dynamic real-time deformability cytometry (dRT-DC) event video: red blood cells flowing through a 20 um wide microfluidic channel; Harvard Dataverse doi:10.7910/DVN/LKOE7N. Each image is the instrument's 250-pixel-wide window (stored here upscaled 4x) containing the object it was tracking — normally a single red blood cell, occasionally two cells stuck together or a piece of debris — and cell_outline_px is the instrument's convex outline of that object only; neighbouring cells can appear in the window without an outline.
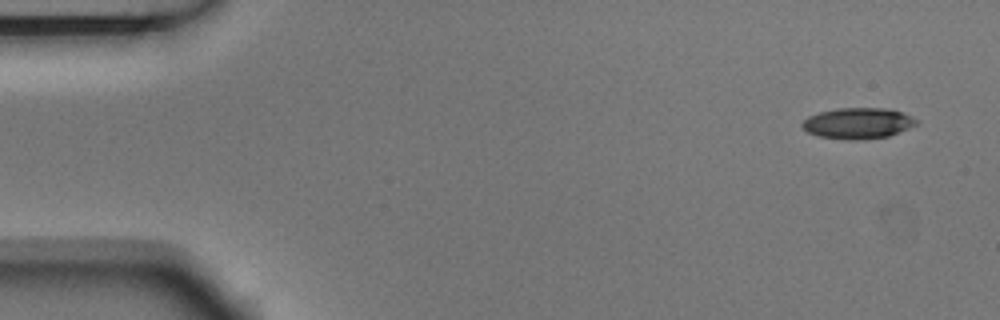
{"species": "Egyptian fruit bat (a non-hibernating species)", "species_latin": "Rousettus aegyptiacus", "temperature_condition": "room temperature", "stored_images_in_passage": 5, "segment_of_instrument_passage": [1, 2], "camera_frame_rate_fps": 3000, "um_per_image_px": 0.085, "animal": {"sex": "male"}, "frame": {"image": 1, "passage_image": 1, "time_ms": 0.0, "image_size_px": [1000, 320], "cell_outline_px": [[916, 124], [908, 128], [888, 136], [856, 140], [844, 140], [816, 136], [800, 128], [800, 124], [808, 116], [820, 112], [836, 108], [884, 108], [900, 112], [916, 120]], "centroid_in_image_um": [72.82, 10.49], "position_along_channel_um": 12.2, "area_um2": 20.46}}
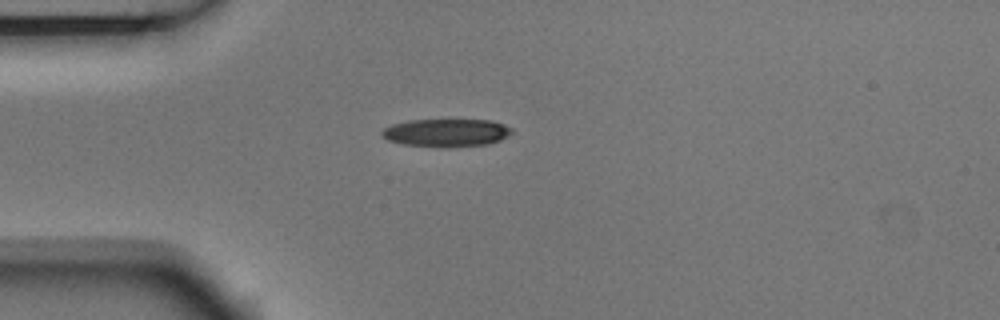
{"frame": {"image": 2, "passage_image": 4, "time_ms": 1.0, "image_size_px": [1000, 320], "cell_outline_px": [[512, 132], [508, 136], [500, 140], [488, 144], [404, 144], [388, 140], [380, 132], [384, 128], [392, 124], [408, 120], [492, 120], [504, 124], [512, 128]], "centroid_in_image_um": [37.96, 11.22], "position_along_channel_um": 47.0, "area_um2": 20.0}}